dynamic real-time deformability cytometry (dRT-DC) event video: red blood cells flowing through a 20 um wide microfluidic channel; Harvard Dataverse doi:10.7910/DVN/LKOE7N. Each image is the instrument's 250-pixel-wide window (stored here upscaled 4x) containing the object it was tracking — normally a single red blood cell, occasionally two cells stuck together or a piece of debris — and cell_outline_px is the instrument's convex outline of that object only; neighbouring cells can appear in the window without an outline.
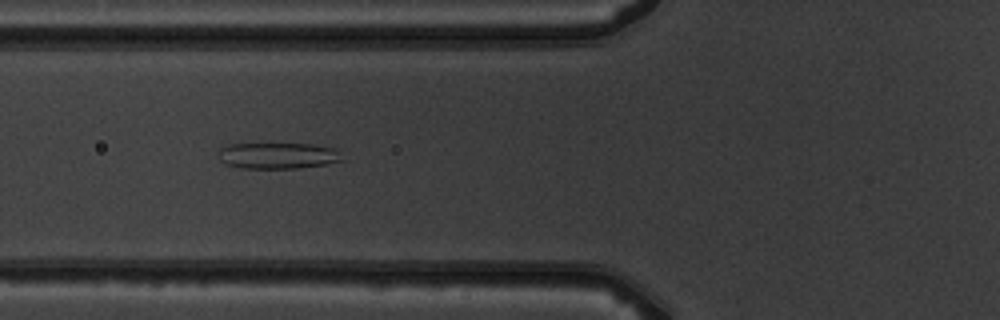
{"species": "common noctule bat (a hibernating species)", "species_latin": "Nyctalus noctula", "temperature_condition": "warm", "stored_images_in_passage": 7, "camera_frame_rate_fps": 3000, "um_per_image_px": 0.085, "animal": {"sex": "male", "body_mass_g": 19.5, "forearm_length_mm": 54.6}, "frame": {"image": 1, "passage_image": 5, "time_ms": 5.333, "image_size_px": [1000, 320], "cell_outline_px": [[340, 160], [324, 164], [300, 168], [244, 168], [224, 164], [220, 160], [216, 152], [220, 148], [228, 144], [312, 144], [336, 148]], "centroid_in_image_um": [23.52, 13.22], "position_along_channel_um": 102.3, "area_um2": 18.73}}